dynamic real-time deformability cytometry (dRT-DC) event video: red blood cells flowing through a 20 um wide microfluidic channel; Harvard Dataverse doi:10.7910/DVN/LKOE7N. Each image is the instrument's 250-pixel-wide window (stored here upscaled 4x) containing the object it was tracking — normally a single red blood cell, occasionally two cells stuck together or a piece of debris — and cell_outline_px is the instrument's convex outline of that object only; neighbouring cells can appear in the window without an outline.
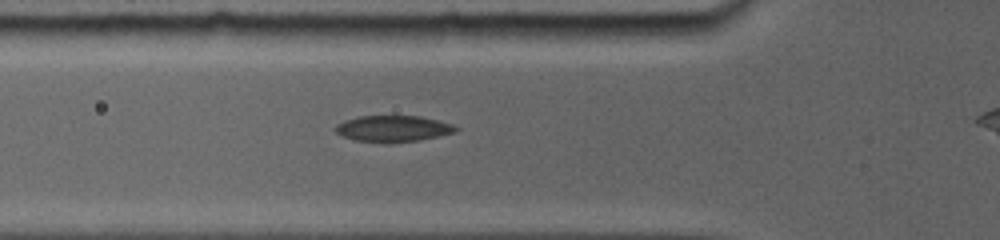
{"species": "common noctule bat (a hibernating species)", "species_latin": "Nyctalus noctula", "temperature_condition": "room temperature", "stored_images_in_passage": 7, "segment_of_instrument_passage": [1, 2], "camera_frame_rate_fps": 5000, "um_per_image_px": 0.085, "animal": {"sex": "female", "body_mass_g": 19.0, "forearm_length_mm": 56.7}, "frame": {"image": 1, "passage_image": 6, "time_ms": 3.2, "image_size_px": [1000, 240], "cell_outline_px": [[456, 128], [452, 132], [436, 136], [416, 140], [356, 140], [344, 136], [336, 132], [336, 124], [344, 120], [360, 116], [420, 116], [452, 124]], "centroid_in_image_um": [33.36, 10.88], "position_along_channel_um": 92.4, "area_um2": 17.22}}